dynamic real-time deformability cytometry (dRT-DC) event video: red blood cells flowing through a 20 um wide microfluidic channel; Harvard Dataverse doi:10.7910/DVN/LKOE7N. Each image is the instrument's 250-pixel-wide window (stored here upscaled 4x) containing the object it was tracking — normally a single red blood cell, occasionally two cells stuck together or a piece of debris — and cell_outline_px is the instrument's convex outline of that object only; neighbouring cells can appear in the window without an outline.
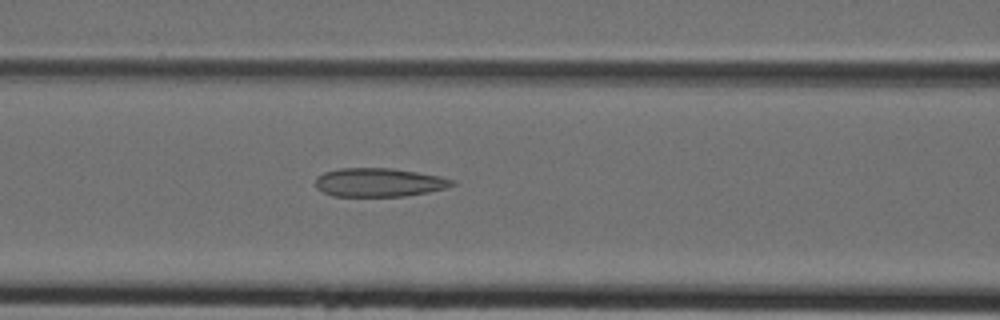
{"species": "Egyptian fruit bat (a non-hibernating species)", "species_latin": "Rousettus aegyptiacus", "temperature_condition": "cold", "stored_images_in_passage": 44, "segment_of_instrument_passage": [1, 2], "camera_frame_rate_fps": 3000, "um_per_image_px": 0.085, "animal": {"sex": "female"}, "frame": {"image": 1, "passage_image": 18, "time_ms": 5.667, "image_size_px": [1000, 320], "cell_outline_px": [[456, 184], [448, 188], [428, 192], [404, 196], [332, 196], [316, 188], [316, 176], [324, 172], [340, 168], [392, 168], [440, 176], [456, 180]], "centroid_in_image_um": [32.24, 15.5], "position_along_channel_um": 134.4, "area_um2": 22.95}}
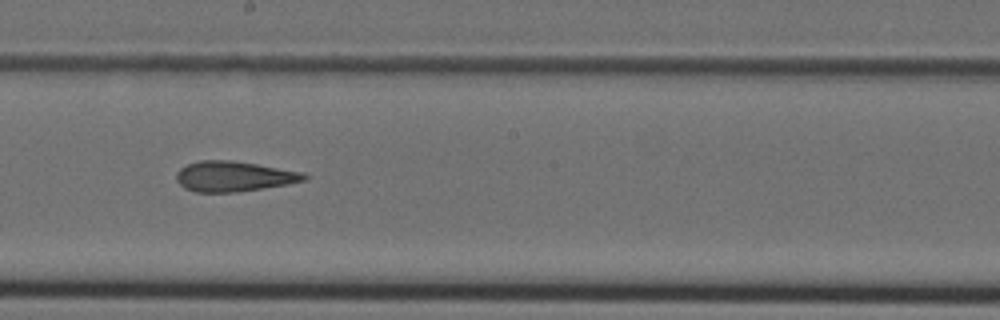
{"frame": {"image": 2, "passage_image": 24, "time_ms": 7.667, "image_size_px": [1000, 320], "cell_outline_px": [[308, 180], [288, 184], [264, 188], [236, 192], [196, 192], [184, 188], [176, 180], [176, 172], [180, 168], [188, 164], [200, 160], [232, 160], [304, 172], [308, 176]], "centroid_in_image_um": [19.89, 14.99], "position_along_channel_um": 228.3, "area_um2": 22.66}}
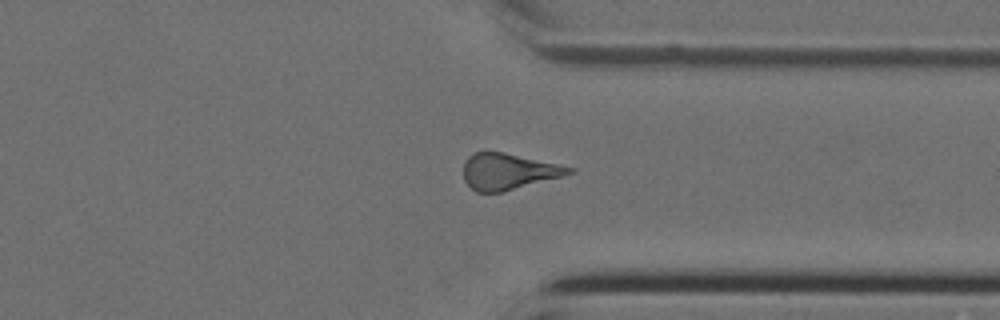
{"frame": {"image": 3, "passage_image": 33, "time_ms": 10.667, "image_size_px": [1000, 320], "cell_outline_px": [[576, 172], [564, 176], [504, 192], [476, 192], [464, 180], [464, 164], [468, 156], [476, 152], [500, 152], [576, 168]], "centroid_in_image_um": [43.23, 14.6], "position_along_channel_um": 368.2, "area_um2": 22.08}}